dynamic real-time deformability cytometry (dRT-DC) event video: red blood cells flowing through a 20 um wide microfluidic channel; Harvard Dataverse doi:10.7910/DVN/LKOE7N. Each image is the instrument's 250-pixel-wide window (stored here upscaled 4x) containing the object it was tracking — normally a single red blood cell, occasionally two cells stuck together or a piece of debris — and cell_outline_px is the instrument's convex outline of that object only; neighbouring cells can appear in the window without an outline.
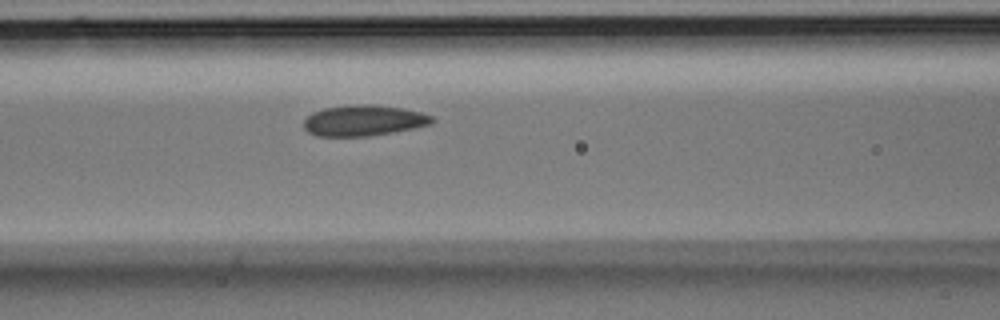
{"species": "Egyptian fruit bat (a non-hibernating species)", "species_latin": "Rousettus aegyptiacus", "temperature_condition": "room temperature", "stored_images_in_passage": 4, "camera_frame_rate_fps": 3000, "um_per_image_px": 0.085, "animal": {"sex": "male"}, "frame": {"image": 1, "passage_image": 4, "time_ms": 1.0, "image_size_px": [1000, 320], "cell_outline_px": [[436, 120], [432, 124], [392, 132], [368, 136], [316, 136], [308, 132], [304, 128], [304, 120], [312, 112], [324, 108], [360, 104], [372, 104], [400, 108], [420, 112], [432, 116]], "centroid_in_image_um": [30.9, 10.24], "position_along_channel_um": 135.7, "area_um2": 22.89}}